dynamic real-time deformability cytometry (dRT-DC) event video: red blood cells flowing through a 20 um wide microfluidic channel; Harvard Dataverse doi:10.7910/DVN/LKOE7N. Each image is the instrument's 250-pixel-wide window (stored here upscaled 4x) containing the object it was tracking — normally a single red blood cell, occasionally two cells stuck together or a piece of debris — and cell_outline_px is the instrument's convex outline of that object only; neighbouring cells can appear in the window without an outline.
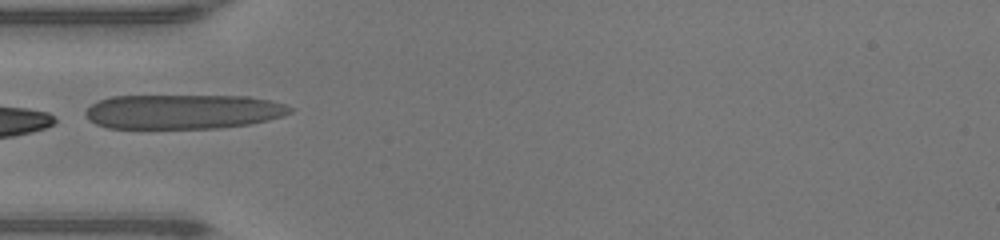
{"species": "human", "species_latin": "Homo sapiens", "temperature_condition": "warm", "stored_images_in_passage": 16, "camera_frame_rate_fps": 3000, "um_per_image_px": 0.085, "donor": {"sex": "male"}, "frame": {"image": 1, "passage_image": 1, "time_ms": 0.0, "image_size_px": [1000, 240], "cell_outline_px": [[292, 112], [284, 116], [268, 120], [248, 124], [216, 128], [108, 128], [96, 124], [88, 120], [84, 116], [84, 112], [92, 104], [100, 100], [112, 96], [248, 96], [272, 100], [284, 104], [292, 108]], "centroid_in_image_um": [15.56, 9.49], "position_along_channel_um": 69.4, "area_um2": 41.33}}
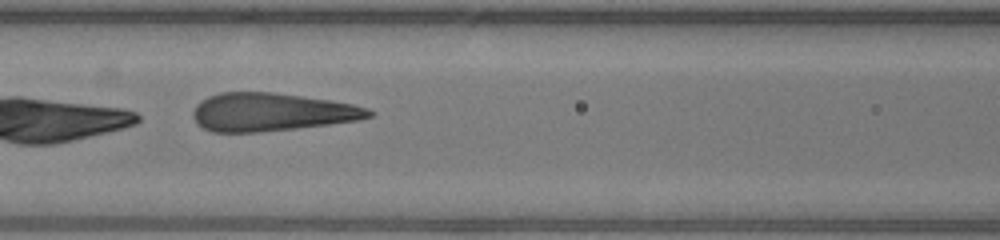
{"frame": {"image": 2, "passage_image": 6, "time_ms": 1.667, "image_size_px": [1000, 240], "cell_outline_px": [[376, 112], [372, 116], [360, 120], [296, 128], [260, 132], [212, 132], [196, 124], [192, 116], [192, 112], [196, 104], [208, 96], [220, 92], [268, 92], [332, 100], [352, 104], [368, 108]], "centroid_in_image_um": [23.06, 9.53], "position_along_channel_um": 143.5, "area_um2": 39.13}}
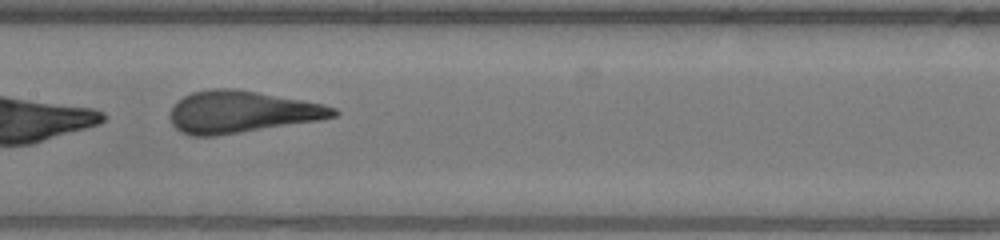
{"frame": {"image": 3, "passage_image": 9, "time_ms": 2.667, "image_size_px": [1000, 240], "cell_outline_px": [[340, 112], [336, 116], [320, 120], [216, 136], [192, 136], [180, 132], [172, 124], [168, 116], [172, 108], [184, 96], [192, 92], [212, 88], [232, 88], [304, 100], [324, 104], [336, 108]], "centroid_in_image_um": [20.54, 9.52], "position_along_channel_um": 186.9, "area_um2": 39.94}}